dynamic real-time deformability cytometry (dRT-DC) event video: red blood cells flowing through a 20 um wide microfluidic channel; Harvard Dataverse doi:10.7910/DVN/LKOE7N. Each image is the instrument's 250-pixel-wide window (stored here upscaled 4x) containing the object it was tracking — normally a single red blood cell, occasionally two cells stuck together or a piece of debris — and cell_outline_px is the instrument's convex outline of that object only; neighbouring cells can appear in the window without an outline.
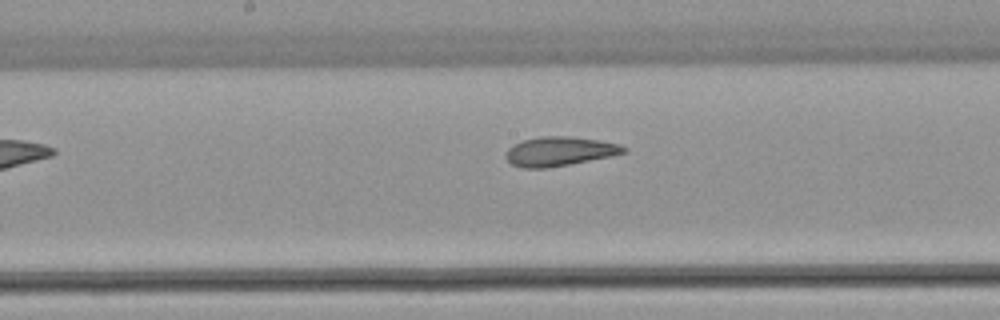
{"species": "common noctule bat (a hibernating species)", "species_latin": "Nyctalus noctula", "temperature_condition": "warm", "stored_images_in_passage": 6, "camera_frame_rate_fps": 3000, "um_per_image_px": 0.085, "animal": {"sex": "female", "body_mass_g": 22.7, "forearm_length_mm": 54.2}, "frame": {"image": 1, "passage_image": 6, "time_ms": 7.0, "image_size_px": [1000, 320], "cell_outline_px": [[628, 152], [612, 156], [548, 168], [524, 168], [512, 164], [504, 156], [508, 148], [524, 140], [540, 136], [568, 136], [600, 140], [620, 144], [628, 148]], "centroid_in_image_um": [47.6, 12.86], "position_along_channel_um": 200.6, "area_um2": 20.11}}